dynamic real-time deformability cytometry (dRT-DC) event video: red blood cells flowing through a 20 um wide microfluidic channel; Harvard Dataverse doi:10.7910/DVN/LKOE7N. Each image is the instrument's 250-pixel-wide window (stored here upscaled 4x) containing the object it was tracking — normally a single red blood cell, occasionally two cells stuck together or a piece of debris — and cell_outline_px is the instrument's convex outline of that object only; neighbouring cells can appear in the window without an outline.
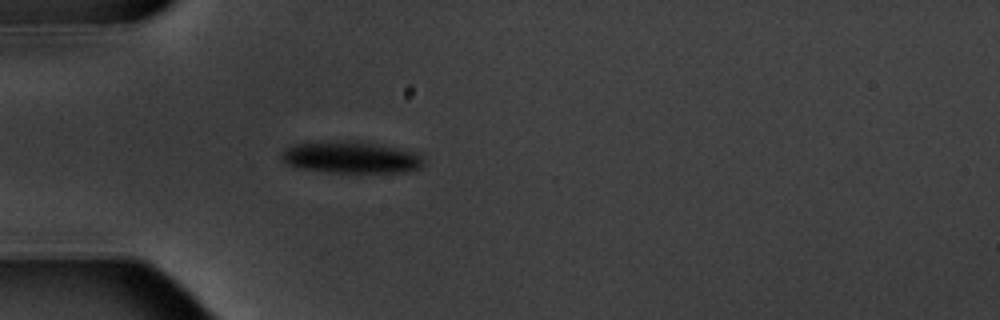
{"species": "common noctule bat (a hibernating species)", "species_latin": "Nyctalus noctula", "temperature_condition": "warm", "stored_images_in_passage": 2, "camera_frame_rate_fps": 3000, "um_per_image_px": 0.085, "animal": {"sex": "male", "body_mass_g": 20.1, "forearm_length_mm": 53.5}, "frame": {"image": 1, "passage_image": 2, "time_ms": 1.333, "image_size_px": [1000, 320], "cell_outline_px": [[424, 164], [420, 168], [404, 172], [328, 172], [300, 168], [288, 164], [280, 156], [280, 152], [284, 148], [292, 144], [336, 140], [356, 140], [376, 144], [412, 152], [420, 156], [424, 160]], "centroid_in_image_um": [29.77, 13.36], "position_along_channel_um": 55.2, "area_um2": 26.3}}